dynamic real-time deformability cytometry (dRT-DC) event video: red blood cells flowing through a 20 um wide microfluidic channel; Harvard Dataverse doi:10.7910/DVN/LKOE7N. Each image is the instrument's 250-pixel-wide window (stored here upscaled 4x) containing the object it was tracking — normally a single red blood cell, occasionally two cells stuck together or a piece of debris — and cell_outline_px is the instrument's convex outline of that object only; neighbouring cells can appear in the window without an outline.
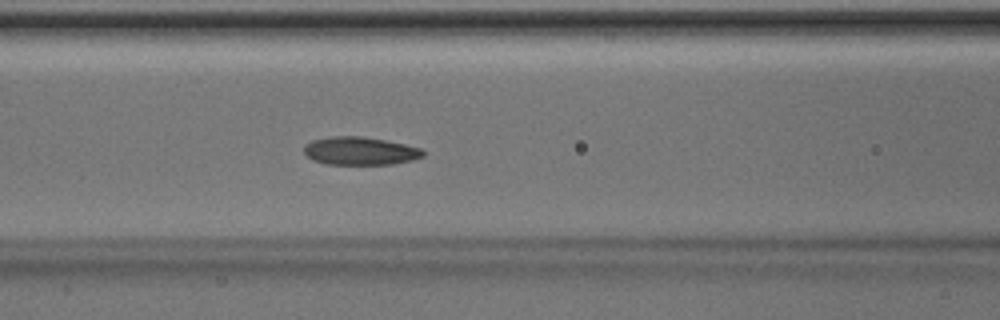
{"species": "Egyptian fruit bat (a non-hibernating species)", "species_latin": "Rousettus aegyptiacus", "temperature_condition": "room temperature", "stored_images_in_passage": 50, "camera_frame_rate_fps": 3000, "um_per_image_px": 0.085, "animal": {"sex": "male"}, "frame": {"image": 1, "passage_image": 21, "time_ms": 6.667, "image_size_px": [1000, 320], "cell_outline_px": [[424, 156], [412, 160], [392, 164], [328, 164], [312, 160], [304, 152], [304, 144], [312, 140], [332, 136], [364, 136], [424, 148]], "centroid_in_image_um": [30.61, 12.82], "position_along_channel_um": 136.0, "area_um2": 19.54}}
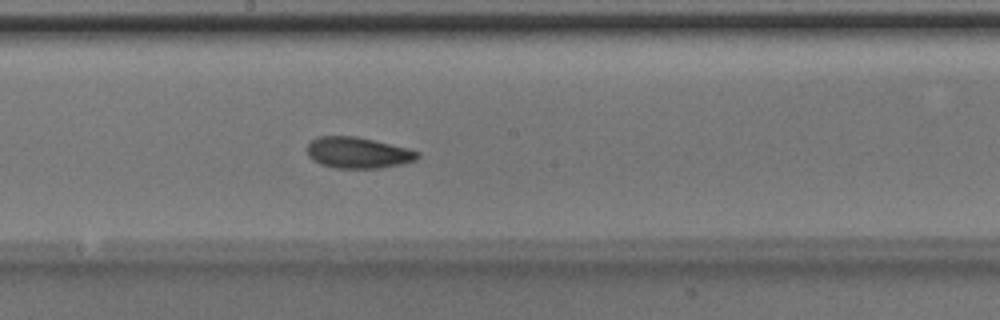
{"frame": {"image": 2, "passage_image": 27, "time_ms": 8.667, "image_size_px": [1000, 320], "cell_outline_px": [[420, 156], [416, 160], [404, 164], [380, 168], [336, 168], [320, 164], [312, 160], [308, 156], [308, 144], [316, 136], [356, 136], [408, 148], [420, 152]], "centroid_in_image_um": [30.44, 12.98], "position_along_channel_um": 217.8, "area_um2": 20.17}}
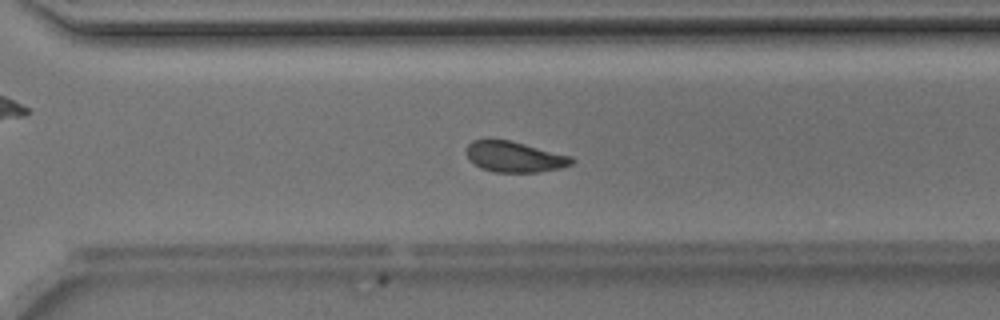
{"frame": {"image": 3, "passage_image": 35, "time_ms": 11.333, "image_size_px": [1000, 320], "cell_outline_px": [[576, 160], [572, 164], [560, 168], [540, 172], [492, 172], [480, 168], [472, 164], [468, 160], [464, 152], [468, 144], [472, 140], [488, 136], [508, 140], [572, 156]], "centroid_in_image_um": [43.63, 13.3], "position_along_channel_um": 327.0, "area_um2": 19.54}, "authors_computed_cell_mechanics": {"area_um2": 19.6809, "velocity_mm_per_s": 4.1035, "shape_relaxation_time_tau1_ms": 2.7831, "shape_relaxation_time_tau2_ms": 2.6643, "deformation_change_tau1": 0.096, "deformation_change_tau2": 0.0872}}